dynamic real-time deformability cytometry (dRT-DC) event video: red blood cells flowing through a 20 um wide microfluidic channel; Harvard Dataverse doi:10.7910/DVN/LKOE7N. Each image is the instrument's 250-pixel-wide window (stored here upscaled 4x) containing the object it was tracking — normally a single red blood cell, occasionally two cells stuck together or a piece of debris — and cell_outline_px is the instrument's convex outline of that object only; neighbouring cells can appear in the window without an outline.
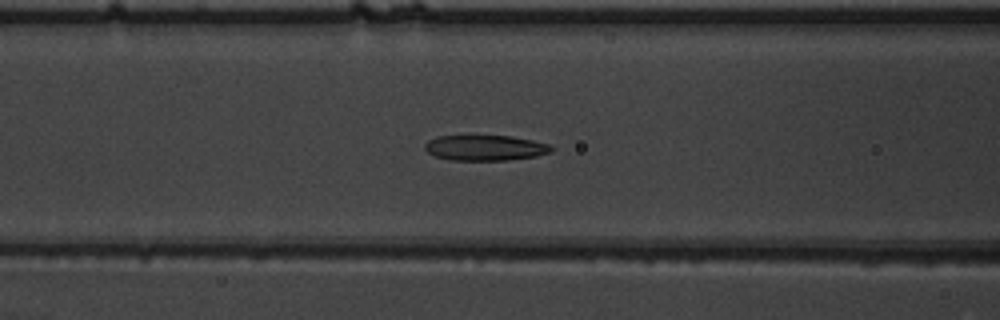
{"species": "common noctule bat (a hibernating species)", "species_latin": "Nyctalus noctula", "temperature_condition": "warm", "stored_images_in_passage": 36, "camera_frame_rate_fps": 3000, "um_per_image_px": 0.085, "animal": {"sex": "male", "body_mass_g": 19.5, "forearm_length_mm": 54.6}, "frame": {"image": 1, "passage_image": 12, "time_ms": 3.667, "image_size_px": [1000, 320], "cell_outline_px": [[556, 148], [552, 152], [536, 156], [508, 160], [448, 160], [436, 156], [428, 152], [424, 148], [424, 144], [428, 140], [436, 136], [512, 136], [532, 140], [548, 144]], "centroid_in_image_um": [41.26, 12.56], "position_along_channel_um": 125.3, "area_um2": 18.84}}
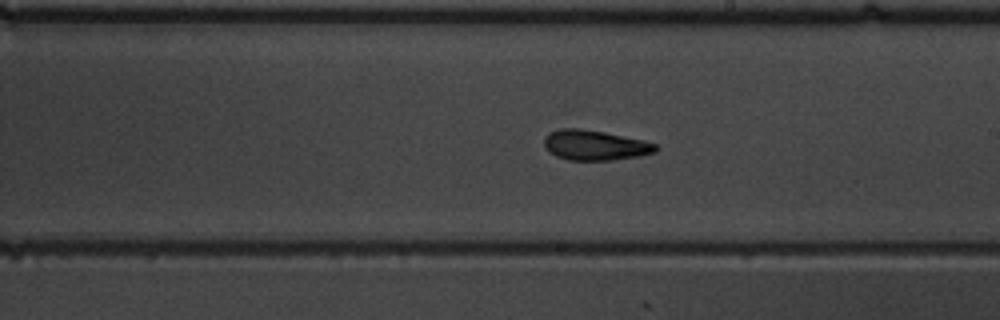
{"frame": {"image": 2, "passage_image": 21, "time_ms": 6.667, "image_size_px": [1000, 320], "cell_outline_px": [[660, 148], [656, 152], [640, 156], [612, 160], [568, 160], [556, 156], [548, 152], [544, 148], [544, 136], [548, 132], [560, 128], [580, 128], [604, 132], [644, 140], [656, 144]], "centroid_in_image_um": [50.55, 12.34], "position_along_channel_um": 238.5, "area_um2": 19.88}}
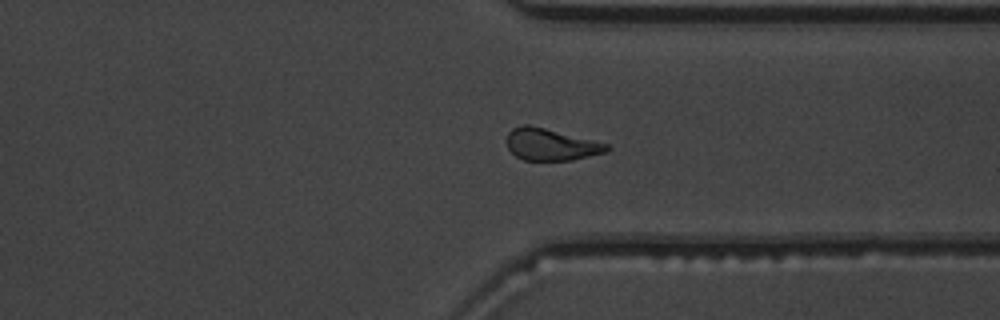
{"frame": {"image": 3, "passage_image": 31, "time_ms": 10.0, "image_size_px": [1000, 320], "cell_outline_px": [[612, 148], [608, 152], [572, 160], [524, 160], [516, 156], [508, 148], [508, 132], [512, 128], [520, 124], [528, 124], [608, 144]], "centroid_in_image_um": [46.84, 12.28], "position_along_channel_um": 364.6, "area_um2": 18.44}}